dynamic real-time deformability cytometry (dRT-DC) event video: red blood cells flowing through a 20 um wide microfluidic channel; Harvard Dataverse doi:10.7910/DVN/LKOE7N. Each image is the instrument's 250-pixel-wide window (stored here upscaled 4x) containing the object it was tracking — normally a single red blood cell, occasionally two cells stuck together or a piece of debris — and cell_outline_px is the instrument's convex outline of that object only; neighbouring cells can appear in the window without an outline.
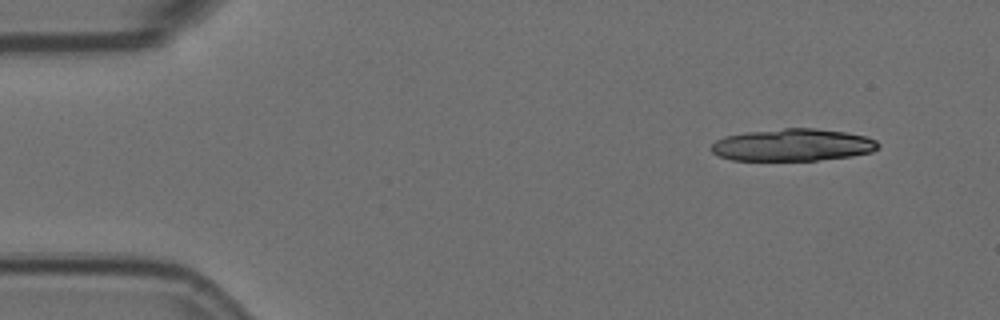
{"species": "Egyptian fruit bat (a non-hibernating species)", "species_latin": "Rousettus aegyptiacus", "temperature_condition": "room temperature", "stored_images_in_passage": 5, "camera_frame_rate_fps": 3000, "um_per_image_px": 0.085, "animal": {"sex": "female"}, "frame": {"image": 1, "passage_image": 1, "time_ms": 0.0, "image_size_px": [1000, 320], "cell_outline_px": [[880, 144], [872, 152], [852, 156], [816, 160], [732, 160], [720, 156], [712, 152], [712, 144], [716, 140], [724, 136], [748, 132], [784, 128], [816, 128], [844, 132], [868, 136], [876, 140]], "centroid_in_image_um": [67.41, 12.32], "position_along_channel_um": 17.6, "area_um2": 31.27}}
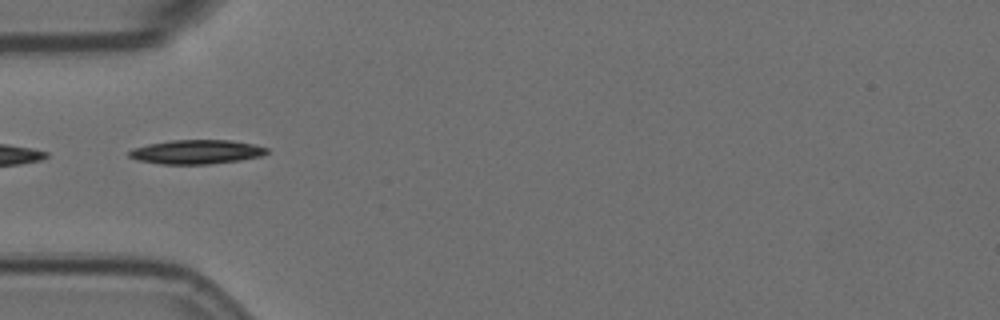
{"frame": {"image": 2, "passage_image": 4, "time_ms": 1.0, "image_size_px": [1000, 320], "cell_outline_px": [[268, 152], [264, 156], [240, 160], [208, 164], [160, 164], [136, 160], [128, 156], [128, 152], [132, 148], [148, 144], [172, 140], [232, 140], [252, 144], [268, 148]], "centroid_in_image_um": [16.69, 12.91], "position_along_channel_um": 68.3, "area_um2": 19.48}}
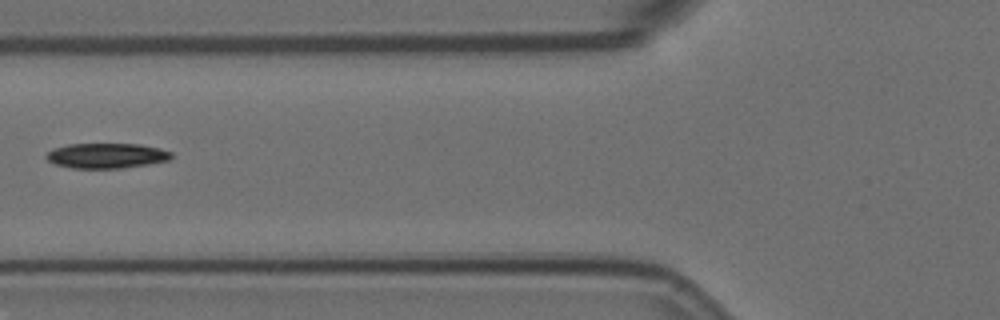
{"frame": {"image": 3, "passage_image": 5, "time_ms": 1.333, "image_size_px": [1000, 320], "cell_outline_px": [[172, 156], [168, 160], [148, 164], [124, 168], [72, 168], [56, 164], [48, 160], [44, 156], [48, 152], [56, 148], [68, 144], [140, 144], [160, 148], [172, 152]], "centroid_in_image_um": [9.07, 13.23], "position_along_channel_um": 116.7, "area_um2": 18.21}}